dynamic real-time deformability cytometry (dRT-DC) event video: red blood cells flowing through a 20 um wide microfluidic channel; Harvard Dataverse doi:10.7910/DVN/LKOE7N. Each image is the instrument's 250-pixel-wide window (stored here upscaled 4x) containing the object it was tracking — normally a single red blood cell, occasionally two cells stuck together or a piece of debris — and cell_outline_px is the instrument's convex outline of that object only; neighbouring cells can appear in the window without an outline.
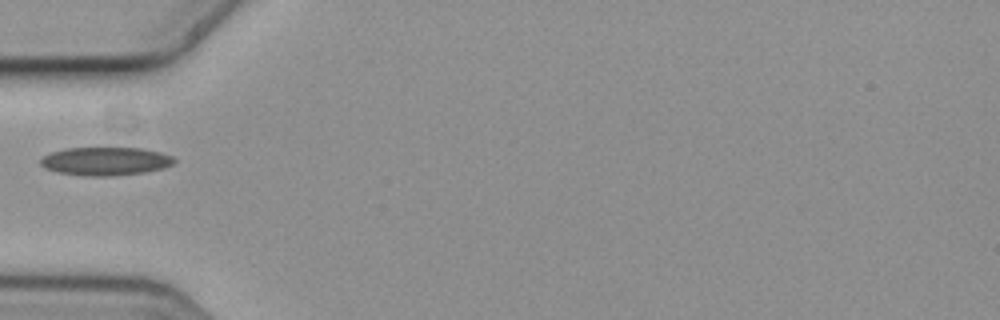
{"species": "common noctule bat (a hibernating species)", "species_latin": "Nyctalus noctula", "temperature_condition": "cold", "stored_images_in_passage": 1, "camera_frame_rate_fps": 3000, "um_per_image_px": 0.085, "animal": {"sex": "female", "body_mass_g": 19.3, "forearm_length_mm": 54.1}, "frame": {"image": 1, "passage_image": 1, "time_ms": 0.0, "image_size_px": [1000, 320], "cell_outline_px": [[176, 160], [172, 164], [164, 168], [144, 172], [112, 176], [84, 176], [56, 172], [44, 168], [40, 164], [40, 160], [44, 156], [52, 152], [64, 148], [144, 148], [160, 152], [172, 156]], "centroid_in_image_um": [8.96, 13.71], "position_along_channel_um": 76.0, "area_um2": 22.14}}